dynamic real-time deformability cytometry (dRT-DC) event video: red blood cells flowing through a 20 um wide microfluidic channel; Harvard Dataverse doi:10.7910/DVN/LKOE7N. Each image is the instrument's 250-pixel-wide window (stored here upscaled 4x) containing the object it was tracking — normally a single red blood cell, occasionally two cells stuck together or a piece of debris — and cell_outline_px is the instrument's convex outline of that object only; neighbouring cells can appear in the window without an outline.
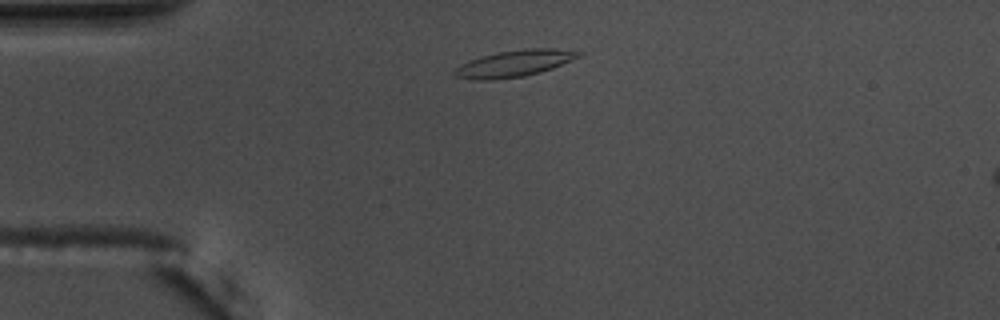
{"species": "common noctule bat (a hibernating species)", "species_latin": "Nyctalus noctula", "temperature_condition": "warm", "stored_images_in_passage": 44, "camera_frame_rate_fps": 3000, "um_per_image_px": 0.085, "animal": {"sex": "male", "body_mass_g": 17.5, "forearm_length_mm": 52.3}, "frame": {"image": 1, "passage_image": 2, "time_ms": 0.333, "image_size_px": [1000, 320], "cell_outline_px": [[584, 52], [580, 56], [572, 60], [552, 68], [540, 72], [524, 76], [488, 80], [472, 80], [452, 76], [452, 72], [460, 64], [484, 56], [500, 52], [524, 48], [552, 48]], "centroid_in_image_um": [43.7, 5.4], "position_along_channel_um": 41.3, "area_um2": 19.07}}
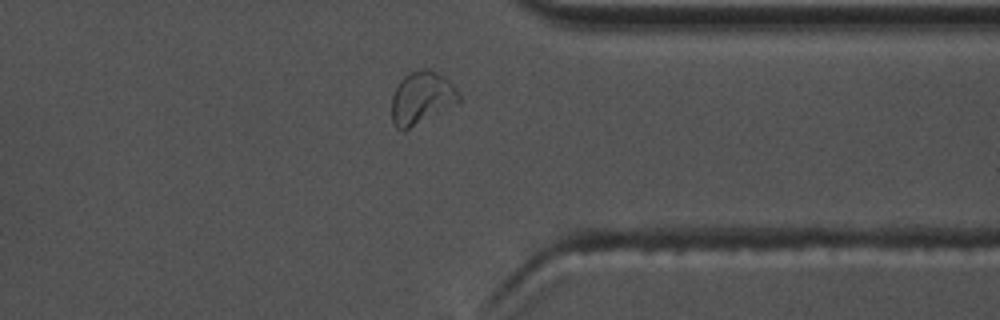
{"frame": {"image": 2, "passage_image": 32, "time_ms": 10.333, "image_size_px": [1000, 320], "cell_outline_px": [[464, 100], [460, 104], [404, 132], [396, 128], [392, 120], [392, 96], [400, 80], [404, 76], [420, 68], [428, 68], [444, 76], [452, 84]], "centroid_in_image_um": [35.89, 8.36], "position_along_channel_um": 375.5, "area_um2": 21.27}}
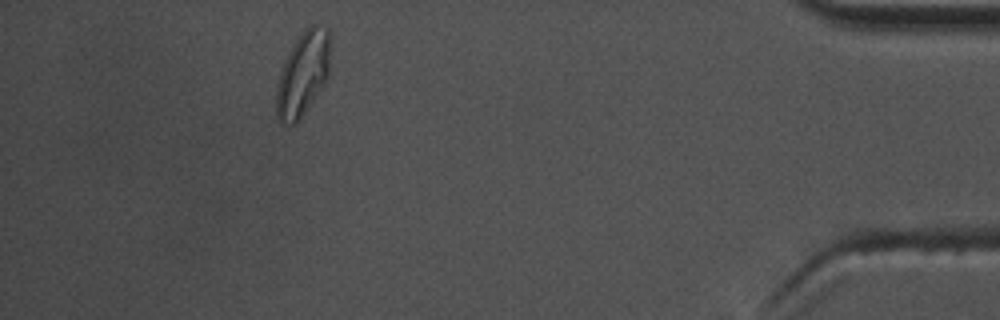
{"frame": {"image": 3, "passage_image": 39, "time_ms": 12.667, "image_size_px": [1000, 320], "cell_outline_px": [[332, 40], [328, 76], [324, 84], [296, 124], [292, 124], [280, 120], [276, 116], [276, 88], [280, 72], [284, 60], [296, 40], [304, 28], [308, 24], [316, 24], [328, 28], [332, 32]], "centroid_in_image_um": [25.79, 6.18], "position_along_channel_um": 409.4, "area_um2": 26.82}, "authors_computed_cell_mechanics": {"area_um2": 18.3226, "velocity_mm_per_s": 3.6559, "shape_relaxation_time_tau1_ms": 5.303, "shape_relaxation_time_tau2_ms": 1.4722, "deformation_change_tau1": 0.2173, "deformation_change_tau2": 0.091}}